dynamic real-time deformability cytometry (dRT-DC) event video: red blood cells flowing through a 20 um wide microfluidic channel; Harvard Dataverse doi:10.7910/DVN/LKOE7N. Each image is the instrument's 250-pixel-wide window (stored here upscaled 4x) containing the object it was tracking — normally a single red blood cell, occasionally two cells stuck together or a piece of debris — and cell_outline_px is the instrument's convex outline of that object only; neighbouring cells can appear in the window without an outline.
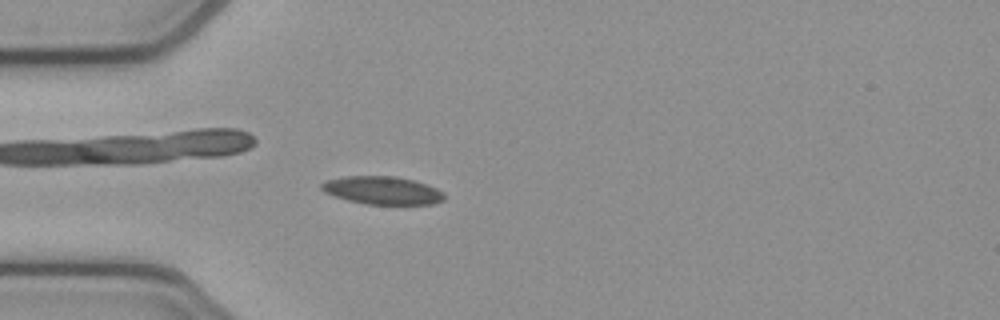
{"species": "common noctule bat (a hibernating species)", "species_latin": "Nyctalus noctula", "temperature_condition": "cold", "stored_images_in_passage": 47, "camera_frame_rate_fps": 3000, "um_per_image_px": 0.085, "animal": {"sex": "female", "body_mass_g": 21.9}, "frame": {"image": 1, "passage_image": 9, "time_ms": 2.667, "image_size_px": [1000, 320], "cell_outline_px": [[444, 200], [432, 204], [364, 204], [348, 200], [324, 192], [320, 188], [320, 184], [328, 180], [344, 176], [396, 176], [428, 184], [444, 192]], "centroid_in_image_um": [32.51, 16.18], "position_along_channel_um": 52.5, "area_um2": 20.0}}
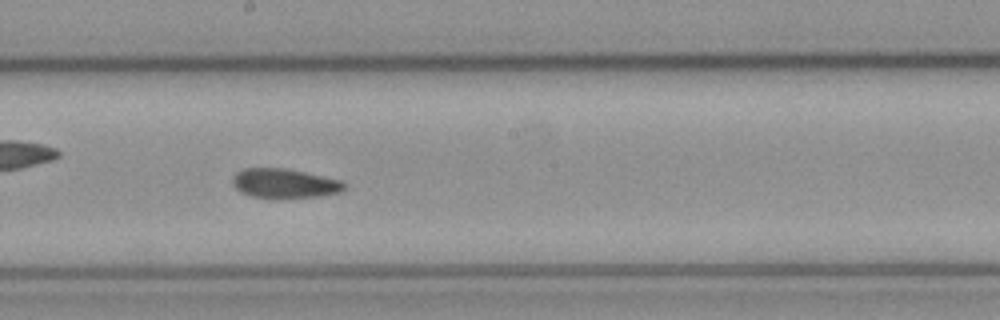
{"frame": {"image": 2, "passage_image": 23, "time_ms": 7.333, "image_size_px": [1000, 320], "cell_outline_px": [[348, 184], [344, 192], [320, 196], [280, 200], [272, 200], [252, 196], [240, 192], [232, 184], [232, 176], [236, 172], [244, 168], [288, 168], [344, 180]], "centroid_in_image_um": [24.24, 15.61], "position_along_channel_um": 224.0, "area_um2": 20.23}}
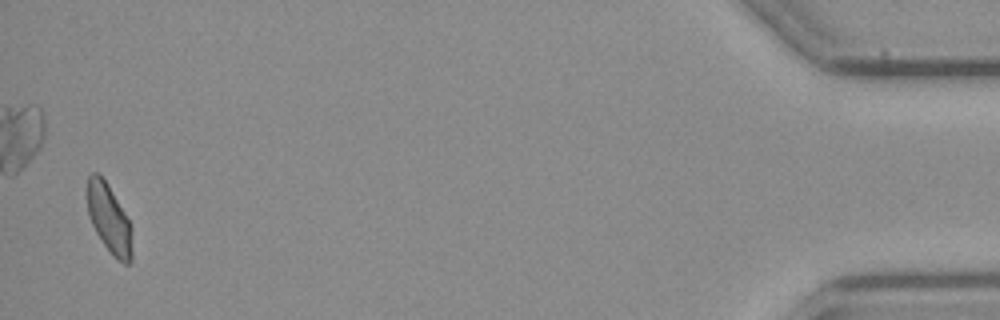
{"frame": {"image": 3, "passage_image": 46, "time_ms": 15.0, "image_size_px": [1000, 320], "cell_outline_px": [[132, 260], [128, 264], [124, 264], [116, 260], [112, 256], [96, 232], [92, 224], [88, 212], [88, 176], [92, 172], [96, 172], [108, 184], [128, 220], [132, 228]], "centroid_in_image_um": [9.3, 18.65], "position_along_channel_um": 425.9, "area_um2": 17.8}, "authors_computed_cell_mechanics": {"area_um2": 19.5942, "velocity_mm_per_s": 3.844, "shape_relaxation_time_tau1_ms": null, "shape_relaxation_time_tau2_ms": 3.6889, "deformation_change_tau1": null, "deformation_change_tau2": 0.0815}}